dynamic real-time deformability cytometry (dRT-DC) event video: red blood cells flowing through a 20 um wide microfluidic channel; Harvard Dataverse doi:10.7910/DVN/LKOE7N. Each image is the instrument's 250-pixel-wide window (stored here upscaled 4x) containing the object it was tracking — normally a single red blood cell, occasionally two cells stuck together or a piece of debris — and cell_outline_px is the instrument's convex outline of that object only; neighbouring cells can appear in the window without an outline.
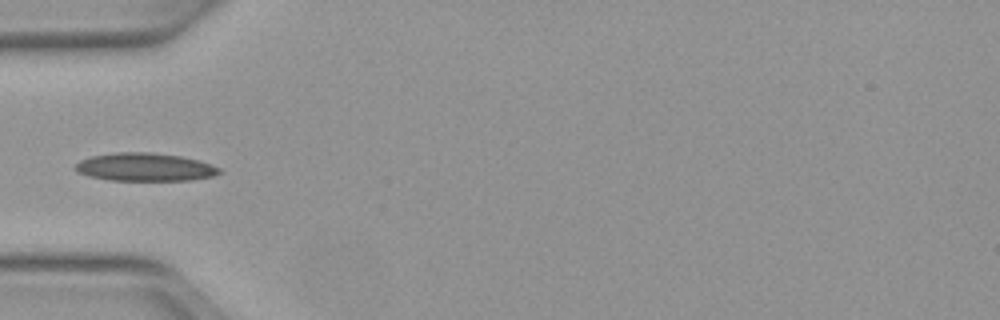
{"species": "Egyptian fruit bat (a non-hibernating species)", "species_latin": "Rousettus aegyptiacus", "temperature_condition": "warm", "stored_images_in_passage": 4, "camera_frame_rate_fps": 3000, "um_per_image_px": 0.085, "animal": {"sex": "female"}, "frame": {"image": 1, "passage_image": 1, "time_ms": 0.0, "image_size_px": [1000, 320], "cell_outline_px": [[224, 172], [212, 176], [192, 180], [108, 180], [88, 176], [76, 172], [76, 164], [80, 160], [92, 156], [116, 152], [152, 152], [180, 156], [196, 160], [220, 168]], "centroid_in_image_um": [12.3, 14.2], "position_along_channel_um": 72.7, "area_um2": 23.47}}